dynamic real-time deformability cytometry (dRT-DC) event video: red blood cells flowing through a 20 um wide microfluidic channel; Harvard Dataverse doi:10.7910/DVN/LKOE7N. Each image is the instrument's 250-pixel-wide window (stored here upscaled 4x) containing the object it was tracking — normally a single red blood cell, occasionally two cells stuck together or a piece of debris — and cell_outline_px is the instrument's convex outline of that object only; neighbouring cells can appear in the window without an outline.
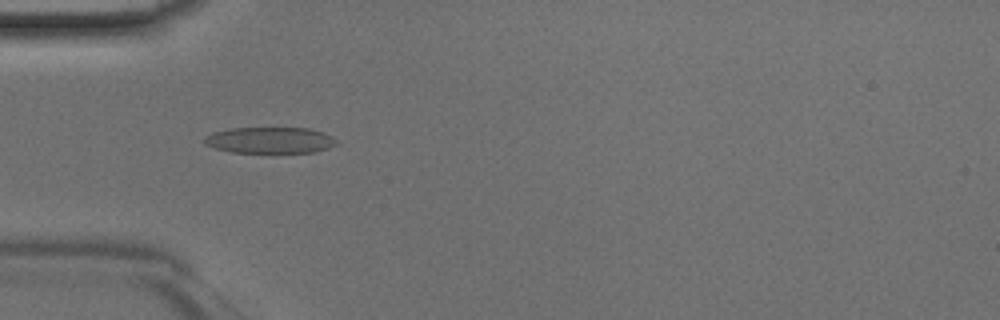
{"species": "Egyptian fruit bat (a non-hibernating species)", "species_latin": "Rousettus aegyptiacus", "temperature_condition": "room temperature", "stored_images_in_passage": 46, "camera_frame_rate_fps": 3000, "um_per_image_px": 0.085, "animal": {"sex": "male"}, "frame": {"image": 1, "passage_image": 14, "time_ms": 4.333, "image_size_px": [1000, 320], "cell_outline_px": [[336, 144], [328, 148], [312, 152], [232, 152], [216, 148], [204, 144], [204, 136], [212, 132], [228, 128], [308, 128], [324, 132], [332, 136], [336, 140]], "centroid_in_image_um": [22.92, 11.9], "position_along_channel_um": 62.1, "area_um2": 20.11}}
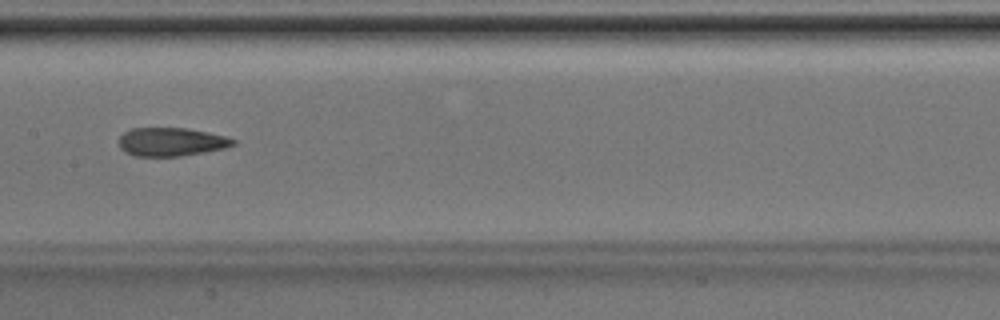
{"frame": {"image": 2, "passage_image": 23, "time_ms": 7.333, "image_size_px": [1000, 320], "cell_outline_px": [[236, 144], [224, 148], [204, 152], [180, 156], [132, 156], [124, 152], [120, 148], [120, 136], [124, 132], [132, 128], [188, 128], [208, 132], [224, 136], [236, 140]], "centroid_in_image_um": [14.54, 12.06], "position_along_channel_um": 192.9, "area_um2": 18.96}}
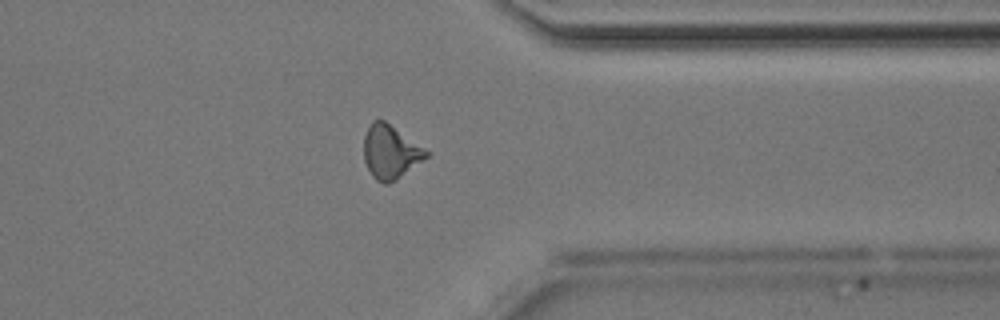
{"frame": {"image": 3, "passage_image": 36, "time_ms": 11.667, "image_size_px": [1000, 320], "cell_outline_px": [[432, 152], [428, 156], [396, 180], [388, 184], [384, 184], [376, 180], [372, 176], [364, 160], [364, 136], [372, 120], [384, 120]], "centroid_in_image_um": [33.2, 12.92], "position_along_channel_um": 378.2, "area_um2": 19.54}}